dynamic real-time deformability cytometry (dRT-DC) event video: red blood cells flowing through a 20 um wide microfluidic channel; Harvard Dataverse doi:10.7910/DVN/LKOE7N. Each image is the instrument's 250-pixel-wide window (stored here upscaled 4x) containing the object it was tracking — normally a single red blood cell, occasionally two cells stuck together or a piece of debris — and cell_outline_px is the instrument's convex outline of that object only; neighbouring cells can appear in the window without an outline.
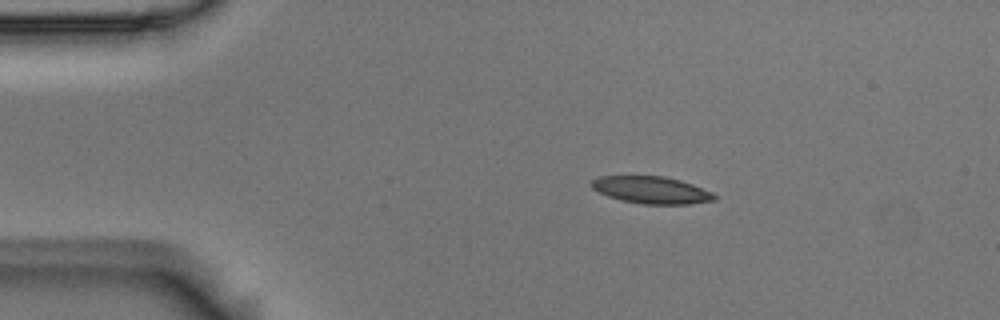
{"species": "Egyptian fruit bat (a non-hibernating species)", "species_latin": "Rousettus aegyptiacus", "temperature_condition": "room temperature", "stored_images_in_passage": 6, "camera_frame_rate_fps": 3000, "um_per_image_px": 0.085, "animal": {"sex": "male"}, "frame": {"image": 1, "passage_image": 1, "time_ms": 0.0, "image_size_px": [1000, 320], "cell_outline_px": [[716, 200], [688, 204], [640, 204], [608, 196], [592, 188], [592, 180], [600, 176], [664, 176], [680, 180], [692, 184], [712, 192], [716, 196]], "centroid_in_image_um": [55.4, 16.15], "position_along_channel_um": 29.6, "area_um2": 19.25}}
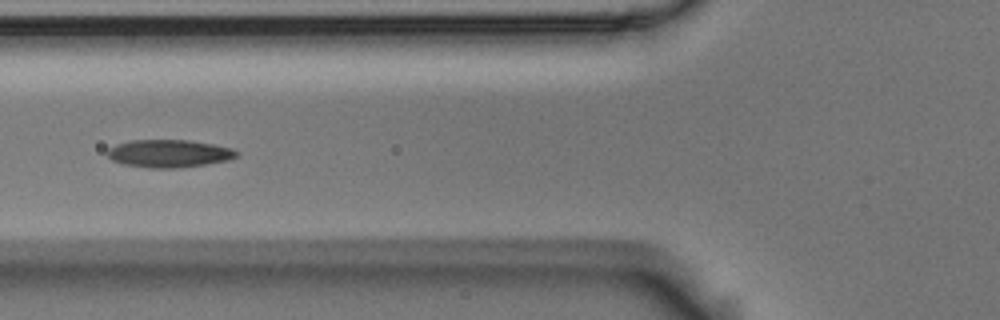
{"frame": {"image": 2, "passage_image": 4, "time_ms": 1.0, "image_size_px": [1000, 320], "cell_outline_px": [[240, 152], [236, 156], [228, 160], [204, 164], [172, 168], [148, 168], [124, 164], [112, 160], [104, 152], [108, 148], [116, 144], [128, 140], [188, 140], [212, 144], [232, 148]], "centroid_in_image_um": [14.31, 13.04], "position_along_channel_um": 111.5, "area_um2": 20.87}}
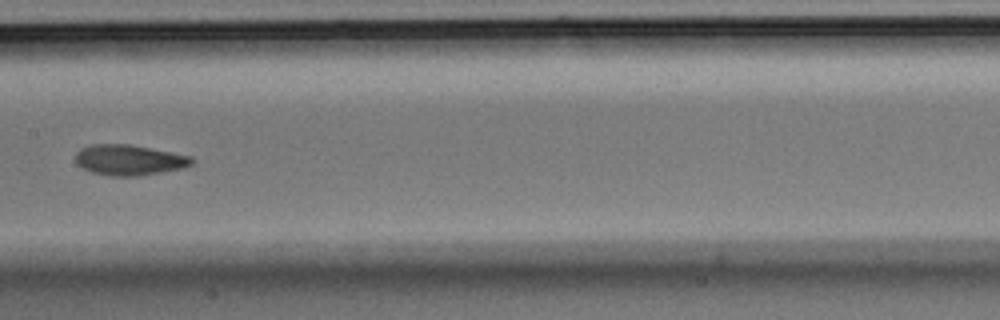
{"frame": {"image": 3, "passage_image": 6, "time_ms": 1.667, "image_size_px": [1000, 320], "cell_outline_px": [[196, 160], [192, 164], [184, 168], [136, 176], [112, 176], [92, 172], [76, 164], [76, 152], [80, 148], [92, 144], [128, 144], [192, 156]], "centroid_in_image_um": [10.99, 13.59], "position_along_channel_um": 196.4, "area_um2": 20.63}}